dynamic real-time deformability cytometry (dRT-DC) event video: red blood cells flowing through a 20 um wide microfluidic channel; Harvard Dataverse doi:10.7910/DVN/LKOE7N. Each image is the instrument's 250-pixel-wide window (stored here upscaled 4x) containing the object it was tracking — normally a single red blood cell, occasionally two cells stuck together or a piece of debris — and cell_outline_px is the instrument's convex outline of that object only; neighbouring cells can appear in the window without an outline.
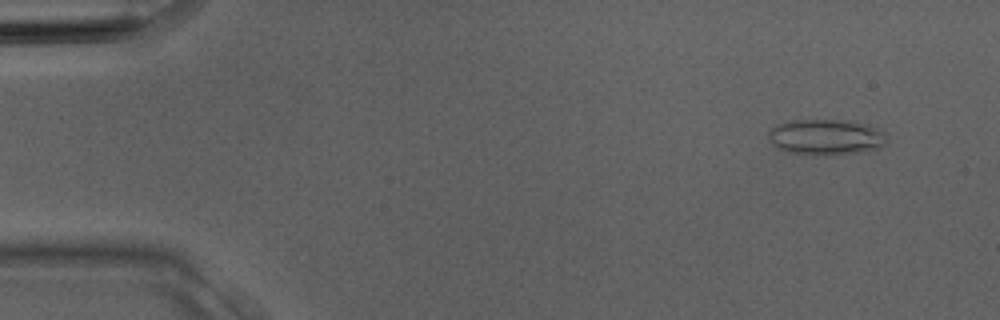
{"species": "Egyptian fruit bat (a non-hibernating species)", "species_latin": "Rousettus aegyptiacus", "temperature_condition": "room temperature", "stored_images_in_passage": 3, "camera_frame_rate_fps": 3000, "um_per_image_px": 0.085, "animal": {"sex": "male"}, "frame": {"image": 1, "passage_image": 1, "time_ms": 0.0, "image_size_px": [1000, 320], "cell_outline_px": [[888, 140], [880, 148], [860, 152], [788, 152], [776, 148], [768, 140], [768, 132], [776, 124], [792, 120], [852, 120], [868, 124], [884, 132], [888, 136]], "centroid_in_image_um": [70.22, 11.59], "position_along_channel_um": 14.8, "area_um2": 24.1}}